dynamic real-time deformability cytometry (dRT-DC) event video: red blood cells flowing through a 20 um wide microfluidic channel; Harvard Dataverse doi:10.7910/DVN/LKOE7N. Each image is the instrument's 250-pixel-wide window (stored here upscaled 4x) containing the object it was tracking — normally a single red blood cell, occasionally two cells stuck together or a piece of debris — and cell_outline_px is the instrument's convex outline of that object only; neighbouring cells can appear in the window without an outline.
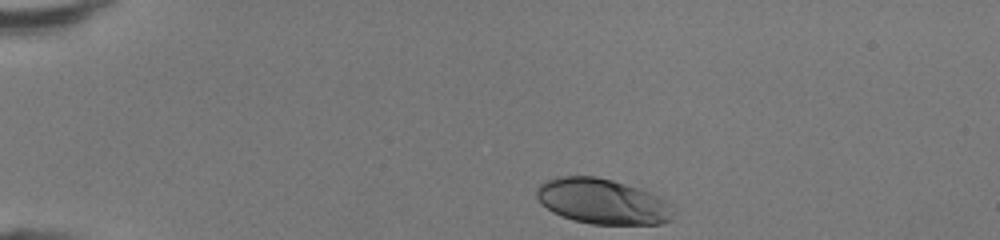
{"species": "human", "species_latin": "Homo sapiens", "temperature_condition": "room temperature", "stored_images_in_passage": 33, "camera_frame_rate_fps": 3000, "um_per_image_px": 0.085, "donor": {"sex": "female"}, "frame": {"image": 1, "passage_image": 1, "time_ms": 0.0, "image_size_px": [1000, 240], "cell_outline_px": [[676, 212], [672, 220], [660, 224], [592, 224], [572, 220], [560, 216], [552, 212], [540, 204], [536, 196], [536, 188], [540, 184], [548, 180], [560, 176], [596, 176], [612, 180], [640, 188], [664, 200]], "centroid_in_image_um": [51.19, 17.13], "position_along_channel_um": 33.8, "area_um2": 36.3}}
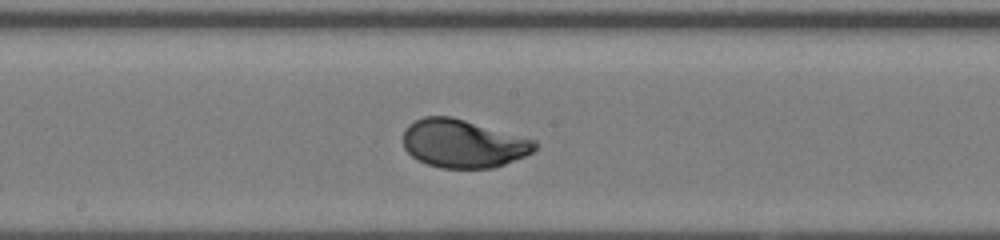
{"frame": {"image": 2, "passage_image": 18, "time_ms": 5.667, "image_size_px": [1000, 240], "cell_outline_px": [[540, 144], [532, 152], [524, 156], [504, 164], [492, 168], [440, 168], [428, 164], [412, 156], [404, 148], [404, 132], [408, 124], [424, 116], [452, 116], [536, 140]], "centroid_in_image_um": [39.38, 12.2], "position_along_channel_um": 208.8, "area_um2": 36.93}}
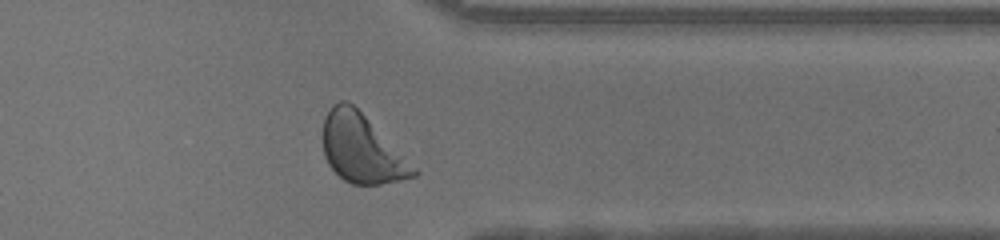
{"frame": {"image": 3, "passage_image": 30, "time_ms": 9.667, "image_size_px": [1000, 240], "cell_outline_px": [[420, 172], [416, 176], [400, 180], [380, 184], [352, 184], [344, 180], [328, 164], [324, 156], [320, 136], [324, 116], [332, 104], [340, 100], [348, 100]], "centroid_in_image_um": [30.66, 12.63], "position_along_channel_um": 380.7, "area_um2": 35.95}, "authors_computed_cell_mechanics": {"area_um2": 36.2984, "velocity_mm_per_s": 4.3461, "shape_relaxation_time_tau1_ms": 1.9103, "shape_relaxation_time_tau2_ms": null, "deformation_change_tau1": 0.1483, "deformation_change_tau2": null}}